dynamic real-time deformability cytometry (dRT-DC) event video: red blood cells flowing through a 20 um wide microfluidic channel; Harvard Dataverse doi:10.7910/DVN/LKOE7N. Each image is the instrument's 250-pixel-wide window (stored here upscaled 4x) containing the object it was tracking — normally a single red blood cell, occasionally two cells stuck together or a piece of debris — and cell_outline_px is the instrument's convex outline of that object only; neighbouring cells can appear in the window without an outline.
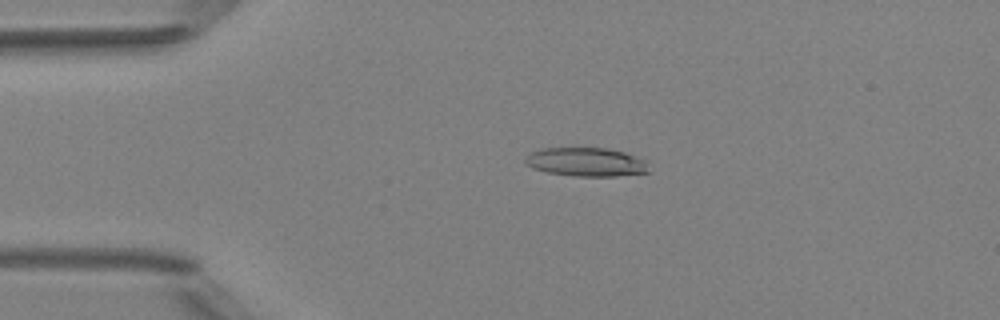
{"species": "Egyptian fruit bat (a non-hibernating species)", "species_latin": "Rousettus aegyptiacus", "temperature_condition": "room temperature", "stored_images_in_passage": 5, "camera_frame_rate_fps": 3000, "um_per_image_px": 0.085, "animal": {"sex": "female"}, "frame": {"image": 1, "passage_image": 4, "time_ms": 3.333, "image_size_px": [1000, 320], "cell_outline_px": [[648, 172], [616, 176], [572, 176], [548, 172], [532, 168], [524, 164], [524, 160], [532, 152], [540, 148], [608, 148], [624, 152], [648, 160]], "centroid_in_image_um": [49.84, 13.77], "position_along_channel_um": 35.2, "area_um2": 20.81}}